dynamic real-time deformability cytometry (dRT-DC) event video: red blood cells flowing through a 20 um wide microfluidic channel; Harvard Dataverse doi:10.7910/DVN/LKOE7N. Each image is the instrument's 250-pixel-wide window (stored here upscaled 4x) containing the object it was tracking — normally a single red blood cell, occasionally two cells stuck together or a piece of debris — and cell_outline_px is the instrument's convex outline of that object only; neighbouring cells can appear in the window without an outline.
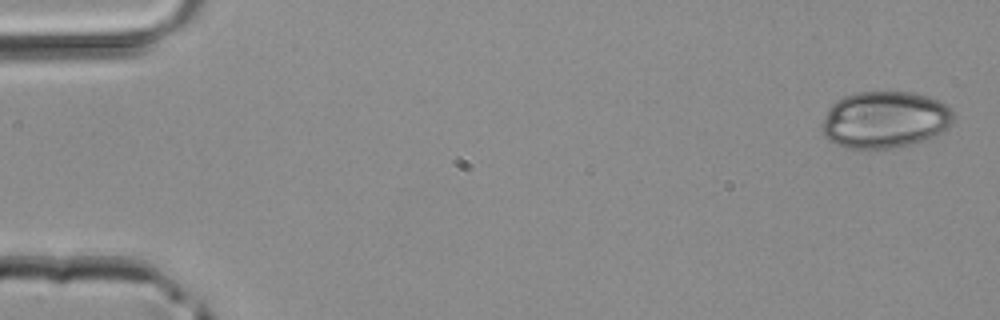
{"species": "common noctule bat (a hibernating species)", "species_latin": "Nyctalus noctula", "temperature_condition": "room temperature", "stored_images_in_passage": 4, "camera_frame_rate_fps": 3000, "um_per_image_px": 0.085, "animal": {"sex": "male", "body_mass_g": 20.4}, "frame": {"image": 1, "passage_image": 1, "time_ms": 0.0, "image_size_px": [1000, 320], "cell_outline_px": [[952, 124], [948, 128], [936, 136], [912, 144], [896, 148], [844, 148], [828, 140], [824, 136], [820, 128], [820, 124], [828, 108], [836, 100], [844, 96], [856, 92], [912, 92], [928, 96], [952, 108]], "centroid_in_image_um": [75.18, 10.18], "position_along_channel_um": 9.8, "area_um2": 43.99}}
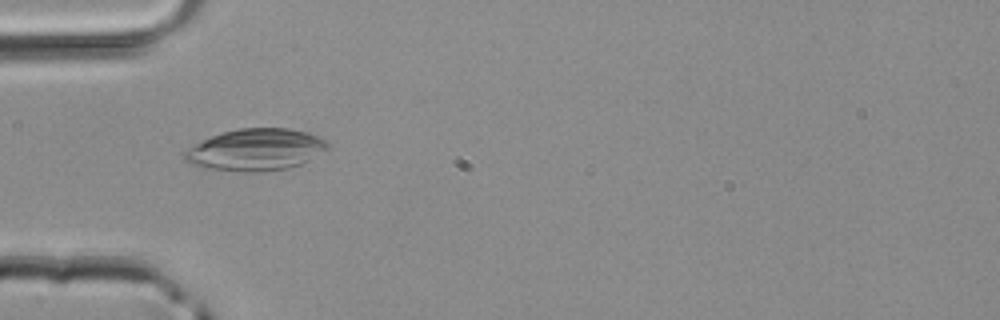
{"frame": {"image": 2, "passage_image": 4, "time_ms": 1.0, "image_size_px": [1000, 320], "cell_outline_px": [[328, 148], [308, 160], [300, 164], [288, 168], [260, 172], [244, 172], [208, 168], [192, 164], [184, 160], [184, 152], [188, 148], [212, 136], [224, 132], [240, 128], [288, 128], [308, 132], [320, 136], [328, 140]], "centroid_in_image_um": [21.77, 12.72], "position_along_channel_um": 63.2, "area_um2": 34.68}}